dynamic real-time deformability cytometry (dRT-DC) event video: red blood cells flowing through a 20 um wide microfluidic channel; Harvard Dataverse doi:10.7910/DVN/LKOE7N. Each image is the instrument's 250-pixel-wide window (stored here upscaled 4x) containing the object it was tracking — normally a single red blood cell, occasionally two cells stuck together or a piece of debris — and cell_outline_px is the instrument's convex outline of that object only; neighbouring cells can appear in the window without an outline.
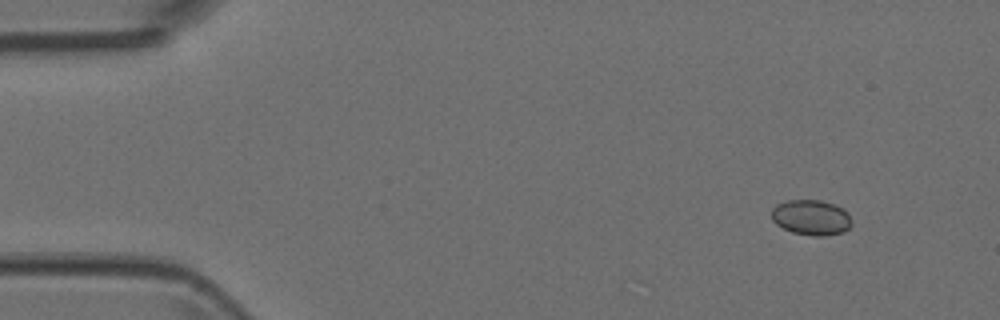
{"species": "Egyptian fruit bat (a non-hibernating species)", "species_latin": "Rousettus aegyptiacus", "temperature_condition": "room temperature", "stored_images_in_passage": 4, "camera_frame_rate_fps": 3000, "um_per_image_px": 0.085, "animal": {"sex": "female"}, "frame": {"image": 1, "passage_image": 1, "time_ms": 0.0, "image_size_px": [1000, 320], "cell_outline_px": [[852, 224], [844, 232], [824, 236], [812, 236], [792, 232], [776, 224], [772, 220], [772, 208], [776, 204], [788, 200], [820, 200], [836, 204], [844, 208], [848, 212], [852, 220]], "centroid_in_image_um": [68.98, 18.48], "position_along_channel_um": 16.0, "area_um2": 16.76}}
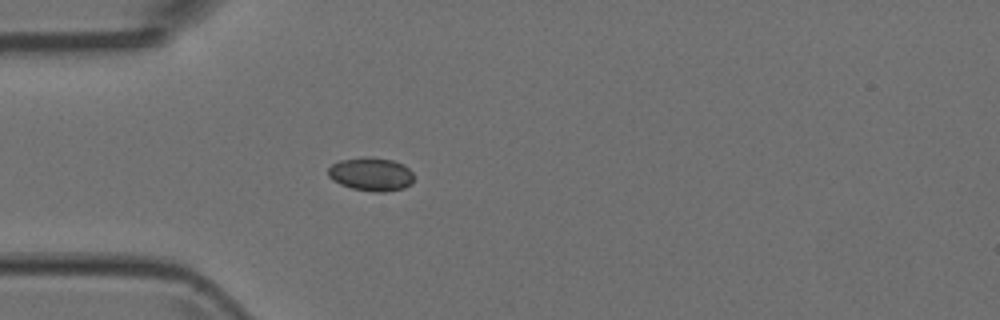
{"frame": {"image": 2, "passage_image": 4, "time_ms": 1.0, "image_size_px": [1000, 320], "cell_outline_px": [[412, 184], [404, 188], [384, 192], [376, 192], [352, 188], [340, 184], [332, 180], [328, 176], [328, 168], [332, 164], [340, 160], [364, 156], [368, 156], [392, 160], [404, 164], [412, 172]], "centroid_in_image_um": [31.53, 14.79], "position_along_channel_um": 53.5, "area_um2": 16.82}}